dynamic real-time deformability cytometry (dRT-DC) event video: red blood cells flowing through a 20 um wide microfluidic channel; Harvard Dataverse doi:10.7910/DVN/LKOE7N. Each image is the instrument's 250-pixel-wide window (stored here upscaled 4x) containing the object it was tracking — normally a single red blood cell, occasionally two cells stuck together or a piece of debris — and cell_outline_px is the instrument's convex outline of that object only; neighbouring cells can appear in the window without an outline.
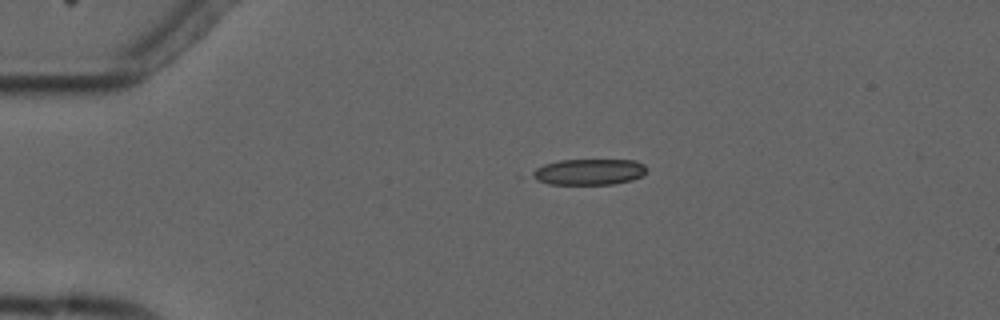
{"species": "common noctule bat (a hibernating species)", "species_latin": "Nyctalus noctula", "temperature_condition": "cold", "stored_images_in_passage": 4, "camera_frame_rate_fps": 3000, "um_per_image_px": 0.085, "animal": {"sex": "male", "forearm_length_mm": 52.5}, "frame": {"image": 1, "passage_image": 1, "time_ms": 0.0, "image_size_px": [1000, 320], "cell_outline_px": [[648, 172], [644, 176], [632, 180], [612, 184], [548, 184], [536, 180], [528, 176], [528, 172], [544, 164], [560, 160], [636, 160], [644, 164], [648, 168]], "centroid_in_image_um": [50.06, 14.61], "position_along_channel_um": 34.9, "area_um2": 17.74}}